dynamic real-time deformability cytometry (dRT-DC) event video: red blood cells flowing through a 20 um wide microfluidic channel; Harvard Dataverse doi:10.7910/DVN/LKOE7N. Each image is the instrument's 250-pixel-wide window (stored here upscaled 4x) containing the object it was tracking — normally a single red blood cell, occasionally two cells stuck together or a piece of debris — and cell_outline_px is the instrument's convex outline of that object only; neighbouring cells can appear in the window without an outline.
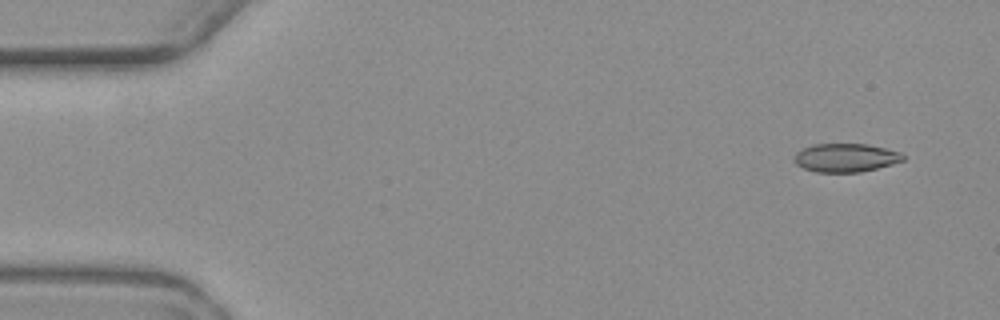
{"species": "common noctule bat (a hibernating species)", "species_latin": "Nyctalus noctula", "temperature_condition": "warm", "stored_images_in_passage": 5, "camera_frame_rate_fps": 3000, "um_per_image_px": 0.085, "animal": {"sex": "female", "body_mass_g": 19.3, "forearm_length_mm": 54.1}, "frame": {"image": 1, "passage_image": 2, "time_ms": 1.0, "image_size_px": [1000, 320], "cell_outline_px": [[904, 160], [892, 164], [860, 172], [816, 172], [804, 168], [796, 164], [796, 152], [812, 144], [868, 144], [900, 152], [904, 156]], "centroid_in_image_um": [71.89, 13.4], "position_along_channel_um": 13.1, "area_um2": 17.86}}
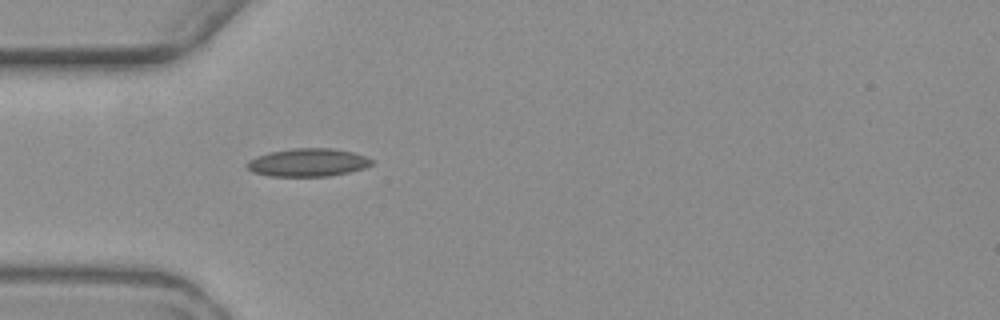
{"frame": {"image": 2, "passage_image": 5, "time_ms": 5.667, "image_size_px": [1000, 320], "cell_outline_px": [[376, 160], [372, 164], [364, 168], [348, 172], [328, 176], [268, 176], [252, 172], [248, 168], [248, 160], [256, 156], [268, 152], [292, 148], [332, 148], [352, 152]], "centroid_in_image_um": [26.17, 13.8], "position_along_channel_um": 58.8, "area_um2": 20.4}}